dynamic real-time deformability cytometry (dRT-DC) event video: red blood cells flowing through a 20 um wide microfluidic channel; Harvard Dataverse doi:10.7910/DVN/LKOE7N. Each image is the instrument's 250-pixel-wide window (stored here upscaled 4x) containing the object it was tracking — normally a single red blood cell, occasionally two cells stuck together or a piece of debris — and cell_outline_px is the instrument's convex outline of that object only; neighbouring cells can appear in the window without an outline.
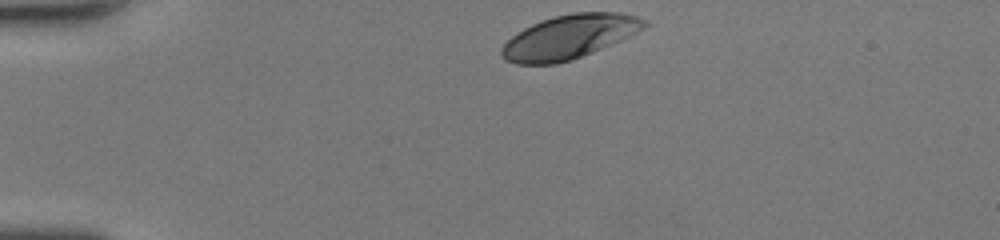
{"species": "human", "species_latin": "Homo sapiens", "temperature_condition": "room temperature", "stored_images_in_passage": 31, "camera_frame_rate_fps": 3000, "um_per_image_px": 0.085, "donor": {"sex": "female"}, "frame": {"image": 1, "passage_image": 1, "time_ms": 0.0, "image_size_px": [1000, 240], "cell_outline_px": [[652, 24], [620, 40], [572, 60], [556, 64], [516, 64], [504, 60], [500, 56], [500, 48], [512, 36], [524, 28], [540, 20], [552, 16], [576, 12], [620, 12], [636, 16], [648, 20]], "centroid_in_image_um": [48.37, 3.13], "position_along_channel_um": 36.6, "area_um2": 36.65}}
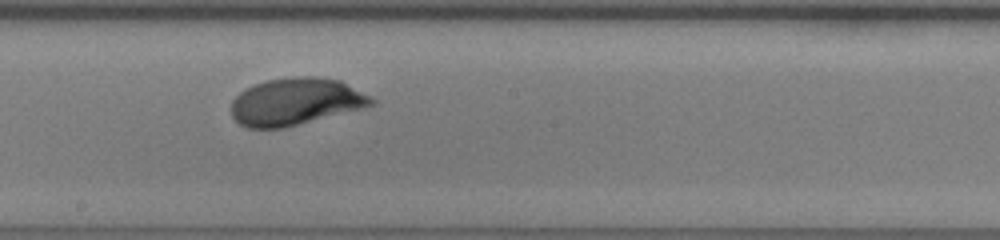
{"frame": {"image": 2, "passage_image": 18, "time_ms": 5.667, "image_size_px": [1000, 240], "cell_outline_px": [[376, 104], [284, 128], [248, 128], [240, 124], [232, 116], [232, 100], [244, 88], [268, 80], [292, 76], [320, 76], [340, 80], [372, 96], [376, 100]], "centroid_in_image_um": [25.15, 8.62], "position_along_channel_um": 223.1, "area_um2": 38.55}}
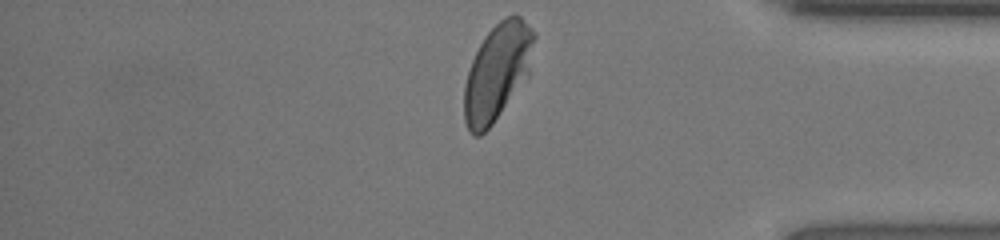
{"frame": {"image": 3, "passage_image": 31, "time_ms": 10.0, "image_size_px": [1000, 240], "cell_outline_px": [[536, 36], [528, 76], [492, 124], [480, 136], [472, 136], [464, 120], [464, 84], [472, 60], [484, 36], [504, 16], [520, 16], [536, 32]], "centroid_in_image_um": [42.27, 6.11], "position_along_channel_um": 392.9, "area_um2": 39.07}, "authors_computed_cell_mechanics": {"area_um2": 38.2058, "velocity_mm_per_s": 4.3306, "shape_relaxation_time_tau1_ms": 2.4927, "shape_relaxation_time_tau2_ms": null, "deformation_change_tau1": 0.1417, "deformation_change_tau2": null}}